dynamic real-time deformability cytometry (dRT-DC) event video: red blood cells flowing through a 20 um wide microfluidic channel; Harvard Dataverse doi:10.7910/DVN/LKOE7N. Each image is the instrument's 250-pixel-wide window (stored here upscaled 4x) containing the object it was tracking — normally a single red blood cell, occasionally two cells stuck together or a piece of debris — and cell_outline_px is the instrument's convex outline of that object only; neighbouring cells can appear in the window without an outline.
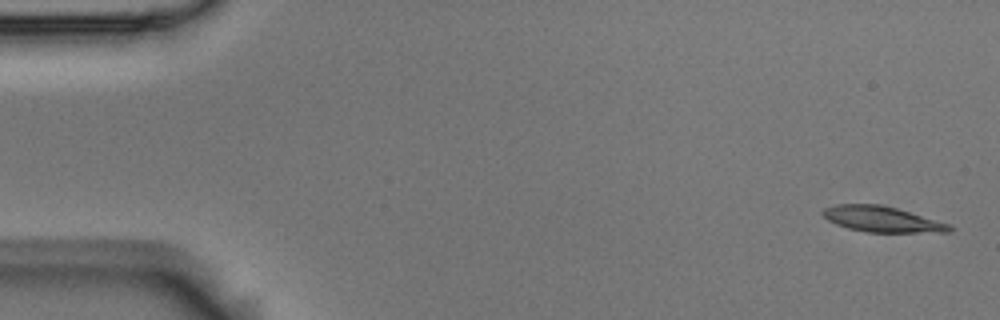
{"species": "Egyptian fruit bat (a non-hibernating species)", "species_latin": "Rousettus aegyptiacus", "temperature_condition": "room temperature", "stored_images_in_passage": 6, "camera_frame_rate_fps": 3000, "um_per_image_px": 0.085, "animal": {"sex": "male"}, "frame": {"image": 1, "passage_image": 1, "time_ms": 0.0, "image_size_px": [1000, 320], "cell_outline_px": [[952, 232], [864, 232], [848, 228], [836, 224], [828, 220], [820, 212], [824, 208], [836, 204], [880, 204], [896, 208], [952, 224]], "centroid_in_image_um": [74.98, 18.63], "position_along_channel_um": 10.0, "area_um2": 19.02}}